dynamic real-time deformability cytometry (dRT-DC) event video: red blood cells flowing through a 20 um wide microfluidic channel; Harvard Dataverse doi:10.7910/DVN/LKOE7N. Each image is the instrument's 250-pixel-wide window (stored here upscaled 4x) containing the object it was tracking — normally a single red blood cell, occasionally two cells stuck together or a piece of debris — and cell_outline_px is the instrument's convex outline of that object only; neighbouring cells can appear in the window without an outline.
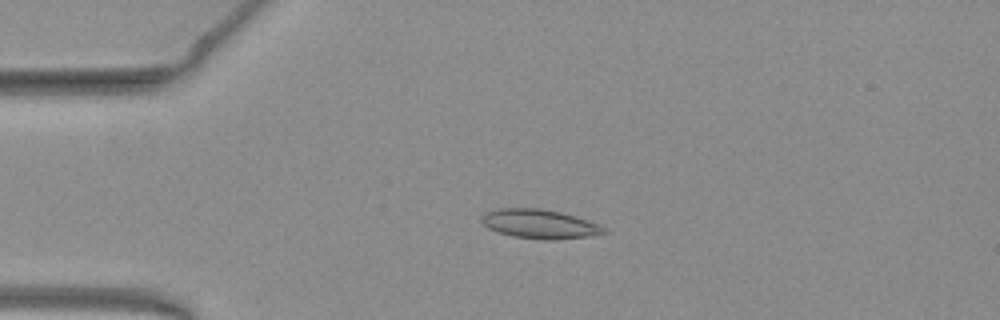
{"species": "common noctule bat (a hibernating species)", "species_latin": "Nyctalus noctula", "temperature_condition": "warm", "stored_images_in_passage": 52, "camera_frame_rate_fps": 3000, "um_per_image_px": 0.085, "animal": {"sex": "female", "body_mass_g": 19.3, "forearm_length_mm": 54.1}, "frame": {"image": 1, "passage_image": 13, "time_ms": 4.0, "image_size_px": [1000, 320], "cell_outline_px": [[612, 232], [588, 236], [556, 240], [544, 240], [512, 236], [488, 228], [480, 220], [480, 216], [484, 212], [496, 208], [540, 208], [560, 212], [576, 216], [600, 224]], "centroid_in_image_um": [45.89, 19.03], "position_along_channel_um": 39.1, "area_um2": 21.1}}
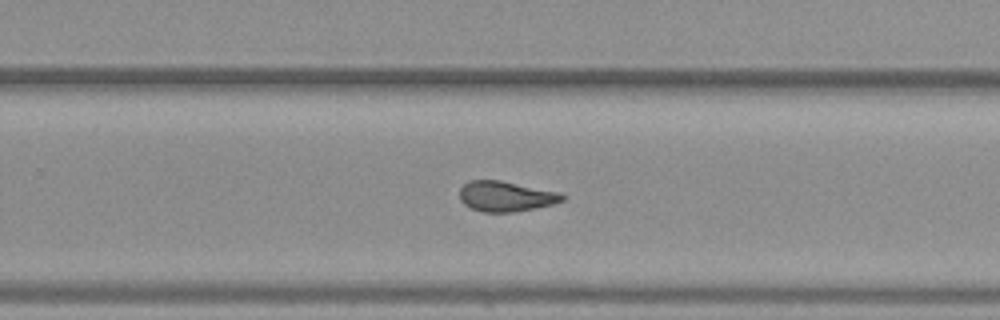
{"frame": {"image": 2, "passage_image": 34, "time_ms": 11.0, "image_size_px": [1000, 320], "cell_outline_px": [[568, 196], [564, 200], [552, 204], [536, 208], [512, 212], [484, 212], [472, 208], [464, 204], [460, 200], [460, 188], [468, 180], [500, 180], [560, 192]], "centroid_in_image_um": [43.02, 16.68], "position_along_channel_um": 286.8, "area_um2": 18.21}}
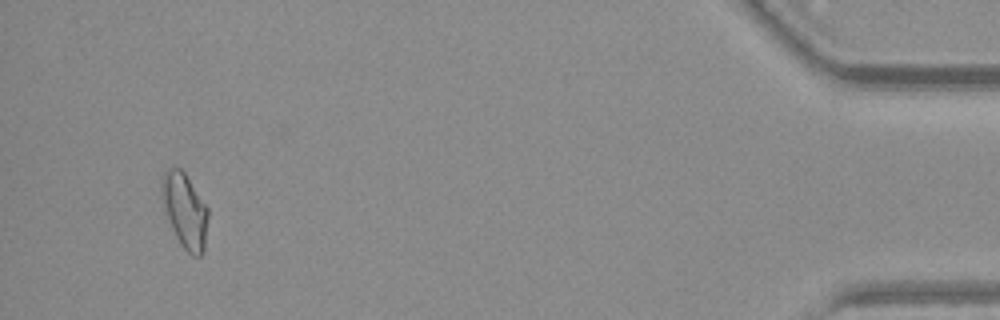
{"frame": {"image": 3, "passage_image": 50, "time_ms": 16.333, "image_size_px": [1000, 320], "cell_outline_px": [[208, 216], [204, 252], [200, 256], [192, 256], [180, 244], [172, 228], [164, 208], [160, 188], [160, 184], [164, 172], [168, 168], [180, 168], [184, 172], [208, 208]], "centroid_in_image_um": [15.71, 17.9], "position_along_channel_um": 419.5, "area_um2": 20.06}, "authors_computed_cell_mechanics": {"area_um2": 19.2474, "velocity_mm_per_s": 3.9772, "shape_relaxation_time_tau1_ms": null, "shape_relaxation_time_tau2_ms": 2.1006, "deformation_change_tau1": null, "deformation_change_tau2": 0.0928}}